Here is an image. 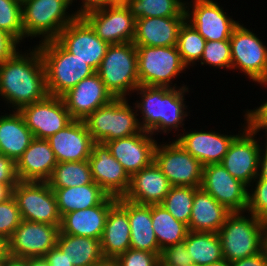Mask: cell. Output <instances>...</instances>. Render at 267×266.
I'll use <instances>...</instances> for the list:
<instances>
[{"instance_id":"cell-33","label":"cell","mask_w":267,"mask_h":266,"mask_svg":"<svg viewBox=\"0 0 267 266\" xmlns=\"http://www.w3.org/2000/svg\"><path fill=\"white\" fill-rule=\"evenodd\" d=\"M56 196L60 215L99 205L108 194L94 181L88 185L51 188Z\"/></svg>"},{"instance_id":"cell-36","label":"cell","mask_w":267,"mask_h":266,"mask_svg":"<svg viewBox=\"0 0 267 266\" xmlns=\"http://www.w3.org/2000/svg\"><path fill=\"white\" fill-rule=\"evenodd\" d=\"M51 188L88 185L93 182L88 160L57 163L47 181Z\"/></svg>"},{"instance_id":"cell-20","label":"cell","mask_w":267,"mask_h":266,"mask_svg":"<svg viewBox=\"0 0 267 266\" xmlns=\"http://www.w3.org/2000/svg\"><path fill=\"white\" fill-rule=\"evenodd\" d=\"M92 179L109 196L124 197L130 186V176L104 143H94L88 159Z\"/></svg>"},{"instance_id":"cell-3","label":"cell","mask_w":267,"mask_h":266,"mask_svg":"<svg viewBox=\"0 0 267 266\" xmlns=\"http://www.w3.org/2000/svg\"><path fill=\"white\" fill-rule=\"evenodd\" d=\"M42 56L49 95L61 97L96 71L85 61L68 52L56 39L36 44Z\"/></svg>"},{"instance_id":"cell-5","label":"cell","mask_w":267,"mask_h":266,"mask_svg":"<svg viewBox=\"0 0 267 266\" xmlns=\"http://www.w3.org/2000/svg\"><path fill=\"white\" fill-rule=\"evenodd\" d=\"M70 7V0H22L24 39L40 38L39 43L56 39L77 17Z\"/></svg>"},{"instance_id":"cell-12","label":"cell","mask_w":267,"mask_h":266,"mask_svg":"<svg viewBox=\"0 0 267 266\" xmlns=\"http://www.w3.org/2000/svg\"><path fill=\"white\" fill-rule=\"evenodd\" d=\"M259 131L248 124L230 143L221 164L248 187L258 176L259 155L263 147ZM261 144V145H260Z\"/></svg>"},{"instance_id":"cell-27","label":"cell","mask_w":267,"mask_h":266,"mask_svg":"<svg viewBox=\"0 0 267 266\" xmlns=\"http://www.w3.org/2000/svg\"><path fill=\"white\" fill-rule=\"evenodd\" d=\"M186 17L137 18L135 46L166 47L176 46L178 32Z\"/></svg>"},{"instance_id":"cell-4","label":"cell","mask_w":267,"mask_h":266,"mask_svg":"<svg viewBox=\"0 0 267 266\" xmlns=\"http://www.w3.org/2000/svg\"><path fill=\"white\" fill-rule=\"evenodd\" d=\"M266 227L265 221L247 211L231 212L218 232L223 258L234 262L262 252Z\"/></svg>"},{"instance_id":"cell-38","label":"cell","mask_w":267,"mask_h":266,"mask_svg":"<svg viewBox=\"0 0 267 266\" xmlns=\"http://www.w3.org/2000/svg\"><path fill=\"white\" fill-rule=\"evenodd\" d=\"M205 45L206 40L185 20L179 29L176 47L188 70L200 62Z\"/></svg>"},{"instance_id":"cell-17","label":"cell","mask_w":267,"mask_h":266,"mask_svg":"<svg viewBox=\"0 0 267 266\" xmlns=\"http://www.w3.org/2000/svg\"><path fill=\"white\" fill-rule=\"evenodd\" d=\"M83 18L109 44L133 42L136 18L124 2L86 13Z\"/></svg>"},{"instance_id":"cell-7","label":"cell","mask_w":267,"mask_h":266,"mask_svg":"<svg viewBox=\"0 0 267 266\" xmlns=\"http://www.w3.org/2000/svg\"><path fill=\"white\" fill-rule=\"evenodd\" d=\"M128 101V98H114L84 119L95 143L105 144L142 131L136 108L132 107Z\"/></svg>"},{"instance_id":"cell-49","label":"cell","mask_w":267,"mask_h":266,"mask_svg":"<svg viewBox=\"0 0 267 266\" xmlns=\"http://www.w3.org/2000/svg\"><path fill=\"white\" fill-rule=\"evenodd\" d=\"M79 1V0H78ZM77 0H70L71 6H74ZM80 3V4H79ZM77 9L74 11L77 17H83L86 13L105 8L110 5L119 3L118 0H81Z\"/></svg>"},{"instance_id":"cell-39","label":"cell","mask_w":267,"mask_h":266,"mask_svg":"<svg viewBox=\"0 0 267 266\" xmlns=\"http://www.w3.org/2000/svg\"><path fill=\"white\" fill-rule=\"evenodd\" d=\"M196 187L171 186L161 203L175 219L188 226Z\"/></svg>"},{"instance_id":"cell-25","label":"cell","mask_w":267,"mask_h":266,"mask_svg":"<svg viewBox=\"0 0 267 266\" xmlns=\"http://www.w3.org/2000/svg\"><path fill=\"white\" fill-rule=\"evenodd\" d=\"M116 202V197L108 195L99 205L65 214L60 232L101 240L108 212Z\"/></svg>"},{"instance_id":"cell-48","label":"cell","mask_w":267,"mask_h":266,"mask_svg":"<svg viewBox=\"0 0 267 266\" xmlns=\"http://www.w3.org/2000/svg\"><path fill=\"white\" fill-rule=\"evenodd\" d=\"M261 105L253 108L246 109L249 124L257 131H263L267 134V100L261 101Z\"/></svg>"},{"instance_id":"cell-14","label":"cell","mask_w":267,"mask_h":266,"mask_svg":"<svg viewBox=\"0 0 267 266\" xmlns=\"http://www.w3.org/2000/svg\"><path fill=\"white\" fill-rule=\"evenodd\" d=\"M60 226L22 220L6 242V253L22 258H43L57 245Z\"/></svg>"},{"instance_id":"cell-42","label":"cell","mask_w":267,"mask_h":266,"mask_svg":"<svg viewBox=\"0 0 267 266\" xmlns=\"http://www.w3.org/2000/svg\"><path fill=\"white\" fill-rule=\"evenodd\" d=\"M22 221L18 204L12 195L0 202V238L7 242Z\"/></svg>"},{"instance_id":"cell-6","label":"cell","mask_w":267,"mask_h":266,"mask_svg":"<svg viewBox=\"0 0 267 266\" xmlns=\"http://www.w3.org/2000/svg\"><path fill=\"white\" fill-rule=\"evenodd\" d=\"M96 73L115 98H128L140 86L133 42L110 44Z\"/></svg>"},{"instance_id":"cell-43","label":"cell","mask_w":267,"mask_h":266,"mask_svg":"<svg viewBox=\"0 0 267 266\" xmlns=\"http://www.w3.org/2000/svg\"><path fill=\"white\" fill-rule=\"evenodd\" d=\"M246 211L267 223V180L257 176L251 183Z\"/></svg>"},{"instance_id":"cell-34","label":"cell","mask_w":267,"mask_h":266,"mask_svg":"<svg viewBox=\"0 0 267 266\" xmlns=\"http://www.w3.org/2000/svg\"><path fill=\"white\" fill-rule=\"evenodd\" d=\"M151 219L160 250L185 240L188 226L173 217L162 204L151 205Z\"/></svg>"},{"instance_id":"cell-15","label":"cell","mask_w":267,"mask_h":266,"mask_svg":"<svg viewBox=\"0 0 267 266\" xmlns=\"http://www.w3.org/2000/svg\"><path fill=\"white\" fill-rule=\"evenodd\" d=\"M56 40L68 52L85 61L95 71L99 68L110 45L95 33L83 17H76L66 25Z\"/></svg>"},{"instance_id":"cell-13","label":"cell","mask_w":267,"mask_h":266,"mask_svg":"<svg viewBox=\"0 0 267 266\" xmlns=\"http://www.w3.org/2000/svg\"><path fill=\"white\" fill-rule=\"evenodd\" d=\"M220 4L214 0H186L185 2L186 21L206 41L229 40L234 28L240 22L225 12Z\"/></svg>"},{"instance_id":"cell-19","label":"cell","mask_w":267,"mask_h":266,"mask_svg":"<svg viewBox=\"0 0 267 266\" xmlns=\"http://www.w3.org/2000/svg\"><path fill=\"white\" fill-rule=\"evenodd\" d=\"M245 115L244 123L240 131L237 134H221L216 131H206L203 129H194L188 132L184 129L182 133H179L177 137V142L189 152L194 158H196L203 166L208 164L221 163L225 154L228 151V147L233 139L249 124V118L246 110H244Z\"/></svg>"},{"instance_id":"cell-32","label":"cell","mask_w":267,"mask_h":266,"mask_svg":"<svg viewBox=\"0 0 267 266\" xmlns=\"http://www.w3.org/2000/svg\"><path fill=\"white\" fill-rule=\"evenodd\" d=\"M56 246L73 266H93L105 259L99 239L59 232Z\"/></svg>"},{"instance_id":"cell-57","label":"cell","mask_w":267,"mask_h":266,"mask_svg":"<svg viewBox=\"0 0 267 266\" xmlns=\"http://www.w3.org/2000/svg\"><path fill=\"white\" fill-rule=\"evenodd\" d=\"M6 254V242L0 238V261L3 256Z\"/></svg>"},{"instance_id":"cell-35","label":"cell","mask_w":267,"mask_h":266,"mask_svg":"<svg viewBox=\"0 0 267 266\" xmlns=\"http://www.w3.org/2000/svg\"><path fill=\"white\" fill-rule=\"evenodd\" d=\"M184 241L196 266H205L224 259L218 233L189 231Z\"/></svg>"},{"instance_id":"cell-59","label":"cell","mask_w":267,"mask_h":266,"mask_svg":"<svg viewBox=\"0 0 267 266\" xmlns=\"http://www.w3.org/2000/svg\"><path fill=\"white\" fill-rule=\"evenodd\" d=\"M263 251L267 257V227L265 229L264 236H263Z\"/></svg>"},{"instance_id":"cell-30","label":"cell","mask_w":267,"mask_h":266,"mask_svg":"<svg viewBox=\"0 0 267 266\" xmlns=\"http://www.w3.org/2000/svg\"><path fill=\"white\" fill-rule=\"evenodd\" d=\"M230 213L212 195L198 188L194 195L188 230L218 233Z\"/></svg>"},{"instance_id":"cell-54","label":"cell","mask_w":267,"mask_h":266,"mask_svg":"<svg viewBox=\"0 0 267 266\" xmlns=\"http://www.w3.org/2000/svg\"><path fill=\"white\" fill-rule=\"evenodd\" d=\"M13 195V189L7 185L0 183V202L9 199Z\"/></svg>"},{"instance_id":"cell-24","label":"cell","mask_w":267,"mask_h":266,"mask_svg":"<svg viewBox=\"0 0 267 266\" xmlns=\"http://www.w3.org/2000/svg\"><path fill=\"white\" fill-rule=\"evenodd\" d=\"M171 188L167 177L153 161L130 177V186L123 198L140 204H161Z\"/></svg>"},{"instance_id":"cell-16","label":"cell","mask_w":267,"mask_h":266,"mask_svg":"<svg viewBox=\"0 0 267 266\" xmlns=\"http://www.w3.org/2000/svg\"><path fill=\"white\" fill-rule=\"evenodd\" d=\"M34 138L47 139L65 128L74 119L61 97L47 95L44 99L19 110Z\"/></svg>"},{"instance_id":"cell-44","label":"cell","mask_w":267,"mask_h":266,"mask_svg":"<svg viewBox=\"0 0 267 266\" xmlns=\"http://www.w3.org/2000/svg\"><path fill=\"white\" fill-rule=\"evenodd\" d=\"M114 261L118 266H160V254L129 248Z\"/></svg>"},{"instance_id":"cell-11","label":"cell","mask_w":267,"mask_h":266,"mask_svg":"<svg viewBox=\"0 0 267 266\" xmlns=\"http://www.w3.org/2000/svg\"><path fill=\"white\" fill-rule=\"evenodd\" d=\"M174 140V141H173ZM157 143L154 161L171 186L201 188L203 165L187 152L176 139Z\"/></svg>"},{"instance_id":"cell-51","label":"cell","mask_w":267,"mask_h":266,"mask_svg":"<svg viewBox=\"0 0 267 266\" xmlns=\"http://www.w3.org/2000/svg\"><path fill=\"white\" fill-rule=\"evenodd\" d=\"M230 266H267V257L264 251L255 256L230 262Z\"/></svg>"},{"instance_id":"cell-53","label":"cell","mask_w":267,"mask_h":266,"mask_svg":"<svg viewBox=\"0 0 267 266\" xmlns=\"http://www.w3.org/2000/svg\"><path fill=\"white\" fill-rule=\"evenodd\" d=\"M0 266H28V258L15 257L6 253L0 261Z\"/></svg>"},{"instance_id":"cell-9","label":"cell","mask_w":267,"mask_h":266,"mask_svg":"<svg viewBox=\"0 0 267 266\" xmlns=\"http://www.w3.org/2000/svg\"><path fill=\"white\" fill-rule=\"evenodd\" d=\"M231 70L243 73L249 82L267 88V46L250 29L239 23L230 37Z\"/></svg>"},{"instance_id":"cell-50","label":"cell","mask_w":267,"mask_h":266,"mask_svg":"<svg viewBox=\"0 0 267 266\" xmlns=\"http://www.w3.org/2000/svg\"><path fill=\"white\" fill-rule=\"evenodd\" d=\"M43 258L49 266H73L57 246L46 253Z\"/></svg>"},{"instance_id":"cell-2","label":"cell","mask_w":267,"mask_h":266,"mask_svg":"<svg viewBox=\"0 0 267 266\" xmlns=\"http://www.w3.org/2000/svg\"><path fill=\"white\" fill-rule=\"evenodd\" d=\"M189 89L188 87L138 86L133 93L139 96V100L137 96L133 105L142 131L154 136L159 133L168 136L173 131L172 133H177L174 135L176 139L179 131L182 132L185 129L184 122L190 116L187 110L189 105L184 101L185 95L190 92Z\"/></svg>"},{"instance_id":"cell-55","label":"cell","mask_w":267,"mask_h":266,"mask_svg":"<svg viewBox=\"0 0 267 266\" xmlns=\"http://www.w3.org/2000/svg\"><path fill=\"white\" fill-rule=\"evenodd\" d=\"M28 266H49L44 258H28Z\"/></svg>"},{"instance_id":"cell-29","label":"cell","mask_w":267,"mask_h":266,"mask_svg":"<svg viewBox=\"0 0 267 266\" xmlns=\"http://www.w3.org/2000/svg\"><path fill=\"white\" fill-rule=\"evenodd\" d=\"M100 244L103 257L109 260L130 248L128 212L118 202L108 212Z\"/></svg>"},{"instance_id":"cell-58","label":"cell","mask_w":267,"mask_h":266,"mask_svg":"<svg viewBox=\"0 0 267 266\" xmlns=\"http://www.w3.org/2000/svg\"><path fill=\"white\" fill-rule=\"evenodd\" d=\"M205 266H230V262H228L226 259H222L218 262L211 263V264L205 265Z\"/></svg>"},{"instance_id":"cell-46","label":"cell","mask_w":267,"mask_h":266,"mask_svg":"<svg viewBox=\"0 0 267 266\" xmlns=\"http://www.w3.org/2000/svg\"><path fill=\"white\" fill-rule=\"evenodd\" d=\"M14 36L0 29V64L12 58L22 47Z\"/></svg>"},{"instance_id":"cell-18","label":"cell","mask_w":267,"mask_h":266,"mask_svg":"<svg viewBox=\"0 0 267 266\" xmlns=\"http://www.w3.org/2000/svg\"><path fill=\"white\" fill-rule=\"evenodd\" d=\"M201 188L231 212H244L249 187L235 179L221 163L203 166Z\"/></svg>"},{"instance_id":"cell-45","label":"cell","mask_w":267,"mask_h":266,"mask_svg":"<svg viewBox=\"0 0 267 266\" xmlns=\"http://www.w3.org/2000/svg\"><path fill=\"white\" fill-rule=\"evenodd\" d=\"M185 241L167 246L161 250L160 266H193Z\"/></svg>"},{"instance_id":"cell-52","label":"cell","mask_w":267,"mask_h":266,"mask_svg":"<svg viewBox=\"0 0 267 266\" xmlns=\"http://www.w3.org/2000/svg\"><path fill=\"white\" fill-rule=\"evenodd\" d=\"M263 136H265V143L259 155L258 177L267 180V134Z\"/></svg>"},{"instance_id":"cell-26","label":"cell","mask_w":267,"mask_h":266,"mask_svg":"<svg viewBox=\"0 0 267 266\" xmlns=\"http://www.w3.org/2000/svg\"><path fill=\"white\" fill-rule=\"evenodd\" d=\"M57 163L48 140L34 138L15 162L18 180L47 182Z\"/></svg>"},{"instance_id":"cell-1","label":"cell","mask_w":267,"mask_h":266,"mask_svg":"<svg viewBox=\"0 0 267 266\" xmlns=\"http://www.w3.org/2000/svg\"><path fill=\"white\" fill-rule=\"evenodd\" d=\"M47 95L45 66L36 45L24 52L19 50L0 64V97L11 111H19Z\"/></svg>"},{"instance_id":"cell-22","label":"cell","mask_w":267,"mask_h":266,"mask_svg":"<svg viewBox=\"0 0 267 266\" xmlns=\"http://www.w3.org/2000/svg\"><path fill=\"white\" fill-rule=\"evenodd\" d=\"M158 140L149 132L141 131L132 136L114 139L105 144L131 177L154 161Z\"/></svg>"},{"instance_id":"cell-31","label":"cell","mask_w":267,"mask_h":266,"mask_svg":"<svg viewBox=\"0 0 267 266\" xmlns=\"http://www.w3.org/2000/svg\"><path fill=\"white\" fill-rule=\"evenodd\" d=\"M0 115V153L15 162L29 147L34 139L19 111Z\"/></svg>"},{"instance_id":"cell-28","label":"cell","mask_w":267,"mask_h":266,"mask_svg":"<svg viewBox=\"0 0 267 266\" xmlns=\"http://www.w3.org/2000/svg\"><path fill=\"white\" fill-rule=\"evenodd\" d=\"M117 202L128 212L130 225V248L161 254L153 231L151 205H140L117 198Z\"/></svg>"},{"instance_id":"cell-37","label":"cell","mask_w":267,"mask_h":266,"mask_svg":"<svg viewBox=\"0 0 267 266\" xmlns=\"http://www.w3.org/2000/svg\"><path fill=\"white\" fill-rule=\"evenodd\" d=\"M185 0H125L131 14L137 18L186 17Z\"/></svg>"},{"instance_id":"cell-47","label":"cell","mask_w":267,"mask_h":266,"mask_svg":"<svg viewBox=\"0 0 267 266\" xmlns=\"http://www.w3.org/2000/svg\"><path fill=\"white\" fill-rule=\"evenodd\" d=\"M18 182L15 161L0 153V183L7 184L13 189Z\"/></svg>"},{"instance_id":"cell-40","label":"cell","mask_w":267,"mask_h":266,"mask_svg":"<svg viewBox=\"0 0 267 266\" xmlns=\"http://www.w3.org/2000/svg\"><path fill=\"white\" fill-rule=\"evenodd\" d=\"M0 29L24 41L22 0H0Z\"/></svg>"},{"instance_id":"cell-8","label":"cell","mask_w":267,"mask_h":266,"mask_svg":"<svg viewBox=\"0 0 267 266\" xmlns=\"http://www.w3.org/2000/svg\"><path fill=\"white\" fill-rule=\"evenodd\" d=\"M140 86L189 87L173 81L186 71L176 46H136ZM177 85V86H176Z\"/></svg>"},{"instance_id":"cell-21","label":"cell","mask_w":267,"mask_h":266,"mask_svg":"<svg viewBox=\"0 0 267 266\" xmlns=\"http://www.w3.org/2000/svg\"><path fill=\"white\" fill-rule=\"evenodd\" d=\"M74 120H84L96 109L111 102L115 97L106 88L95 72L81 80L75 87L61 96Z\"/></svg>"},{"instance_id":"cell-41","label":"cell","mask_w":267,"mask_h":266,"mask_svg":"<svg viewBox=\"0 0 267 266\" xmlns=\"http://www.w3.org/2000/svg\"><path fill=\"white\" fill-rule=\"evenodd\" d=\"M202 66L209 65V67L222 70L231 69V44L230 40L221 41H206L202 58L199 62Z\"/></svg>"},{"instance_id":"cell-10","label":"cell","mask_w":267,"mask_h":266,"mask_svg":"<svg viewBox=\"0 0 267 266\" xmlns=\"http://www.w3.org/2000/svg\"><path fill=\"white\" fill-rule=\"evenodd\" d=\"M13 196L22 220L61 226L62 216L48 182L19 181Z\"/></svg>"},{"instance_id":"cell-56","label":"cell","mask_w":267,"mask_h":266,"mask_svg":"<svg viewBox=\"0 0 267 266\" xmlns=\"http://www.w3.org/2000/svg\"><path fill=\"white\" fill-rule=\"evenodd\" d=\"M93 266H118L114 260L104 259L102 262Z\"/></svg>"},{"instance_id":"cell-23","label":"cell","mask_w":267,"mask_h":266,"mask_svg":"<svg viewBox=\"0 0 267 266\" xmlns=\"http://www.w3.org/2000/svg\"><path fill=\"white\" fill-rule=\"evenodd\" d=\"M47 140L58 163L88 160L95 143L84 120H73Z\"/></svg>"}]
</instances>
